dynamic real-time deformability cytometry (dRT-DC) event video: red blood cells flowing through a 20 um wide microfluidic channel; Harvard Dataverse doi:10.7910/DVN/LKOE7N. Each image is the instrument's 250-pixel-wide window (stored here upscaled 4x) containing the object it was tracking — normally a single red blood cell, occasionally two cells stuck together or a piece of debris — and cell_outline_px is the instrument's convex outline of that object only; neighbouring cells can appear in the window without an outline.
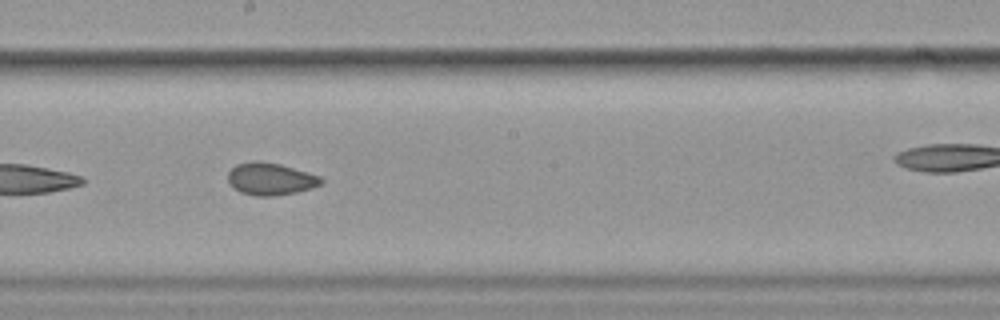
{"species": "common noctule bat (a hibernating species)", "species_latin": "Nyctalus noctula", "temperature_condition": "cold", "stored_images_in_passage": 12, "camera_frame_rate_fps": 3000, "um_per_image_px": 0.085, "animal": {"sex": "female", "body_mass_g": 19.9}, "frame": {"image": 1, "passage_image": 7, "time_ms": 7.0, "image_size_px": [1000, 320], "cell_outline_px": [[324, 180], [320, 184], [312, 188], [296, 192], [272, 196], [256, 196], [240, 192], [232, 188], [228, 180], [228, 172], [236, 164], [252, 160], [256, 160], [280, 164], [320, 176]], "centroid_in_image_um": [22.96, 15.2], "position_along_channel_um": 225.2, "area_um2": 17.57}}
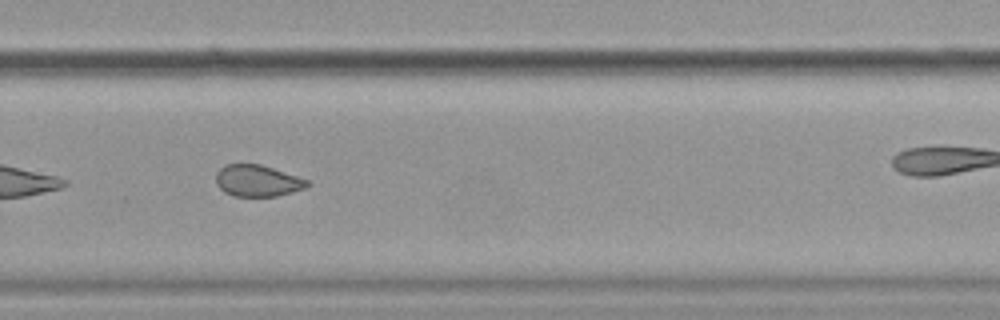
{"frame": {"image": 2, "passage_image": 9, "time_ms": 9.333, "image_size_px": [1000, 320], "cell_outline_px": [[308, 184], [304, 188], [292, 192], [276, 196], [232, 196], [224, 192], [216, 184], [216, 172], [224, 164], [260, 164], [308, 180]], "centroid_in_image_um": [21.83, 15.36], "position_along_channel_um": 308.0, "area_um2": 16.65}}